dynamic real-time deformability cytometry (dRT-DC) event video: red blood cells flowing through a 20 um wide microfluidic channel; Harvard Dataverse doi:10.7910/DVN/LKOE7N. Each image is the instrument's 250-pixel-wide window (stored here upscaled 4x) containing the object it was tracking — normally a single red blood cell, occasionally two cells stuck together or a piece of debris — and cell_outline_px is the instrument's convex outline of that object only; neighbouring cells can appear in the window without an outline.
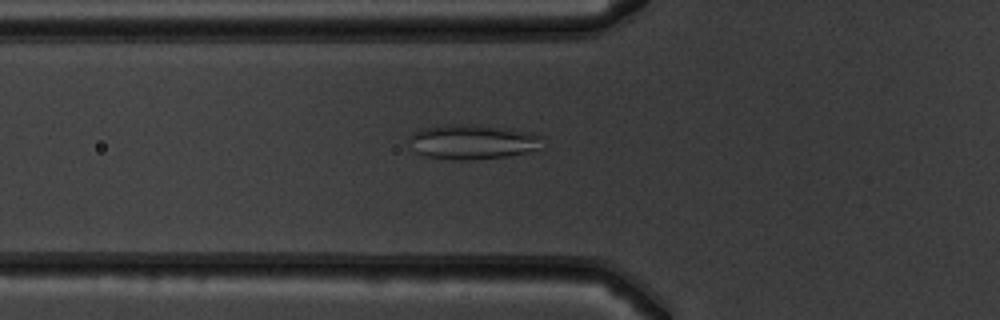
{"species": "common noctule bat (a hibernating species)", "species_latin": "Nyctalus noctula", "temperature_condition": "warm", "stored_images_in_passage": 42, "camera_frame_rate_fps": 3000, "um_per_image_px": 0.085, "animal": {"sex": "male", "body_mass_g": 19.5, "forearm_length_mm": 54.6}, "frame": {"image": 1, "passage_image": 9, "time_ms": 2.667, "image_size_px": [1000, 320], "cell_outline_px": [[544, 148], [508, 156], [468, 160], [452, 160], [428, 156], [416, 152], [408, 136], [424, 128], [452, 124], [480, 124], [512, 128], [532, 132], [544, 136]], "centroid_in_image_um": [40.3, 12.04], "position_along_channel_um": 85.5, "area_um2": 27.4}}
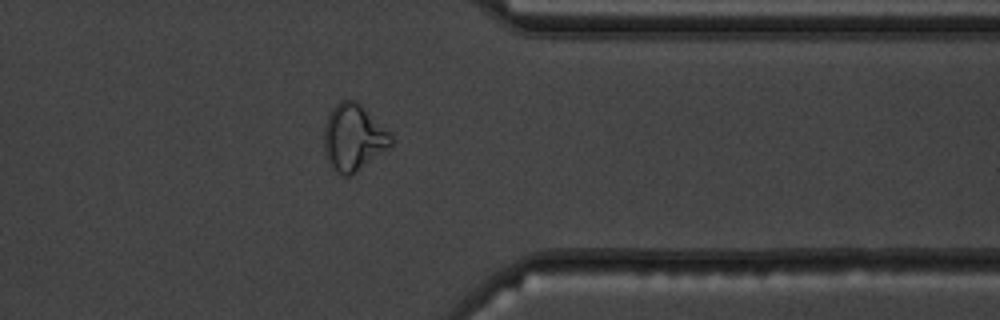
{"frame": {"image": 2, "passage_image": 32, "time_ms": 10.333, "image_size_px": [1000, 320], "cell_outline_px": [[392, 144], [388, 148], [356, 172], [348, 176], [344, 176], [332, 168], [324, 156], [324, 128], [328, 116], [332, 108], [340, 100], [356, 100], [392, 136]], "centroid_in_image_um": [30.0, 11.7], "position_along_channel_um": 381.4, "area_um2": 25.61}}
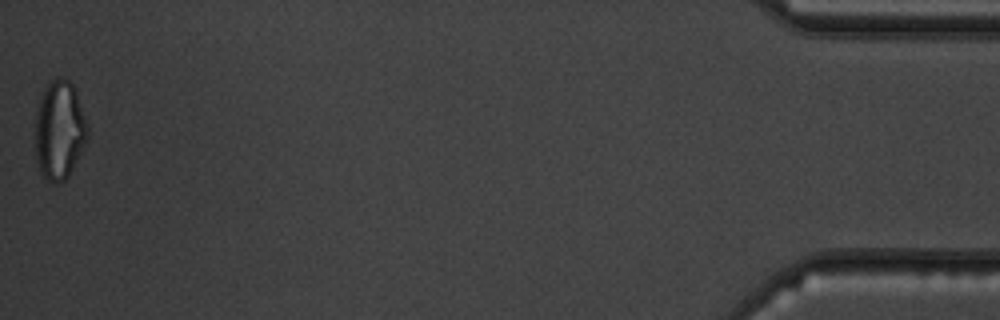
{"frame": {"image": 3, "passage_image": 42, "time_ms": 13.667, "image_size_px": [1000, 320], "cell_outline_px": [[88, 140], [68, 176], [64, 180], [56, 184], [52, 184], [40, 176], [36, 168], [36, 108], [44, 88], [52, 80], [60, 76], [68, 80], [76, 88], [88, 124]], "centroid_in_image_um": [5.05, 11.09], "position_along_channel_um": 430.1, "area_um2": 30.81}, "authors_computed_cell_mechanics": {"area_um2": 24.9407, "velocity_mm_per_s": 3.9244, "shape_relaxation_time_tau1_ms": 10.3191, "shape_relaxation_time_tau2_ms": 0.8387, "deformation_change_tau1": 0.2652, "deformation_change_tau2": 0.0658}}